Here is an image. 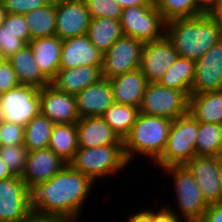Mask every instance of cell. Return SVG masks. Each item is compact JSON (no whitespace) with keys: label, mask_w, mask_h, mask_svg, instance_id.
<instances>
[{"label":"cell","mask_w":222,"mask_h":222,"mask_svg":"<svg viewBox=\"0 0 222 222\" xmlns=\"http://www.w3.org/2000/svg\"><path fill=\"white\" fill-rule=\"evenodd\" d=\"M24 145V127L0 120V146Z\"/></svg>","instance_id":"36"},{"label":"cell","mask_w":222,"mask_h":222,"mask_svg":"<svg viewBox=\"0 0 222 222\" xmlns=\"http://www.w3.org/2000/svg\"><path fill=\"white\" fill-rule=\"evenodd\" d=\"M31 214V190L21 176L0 180V222H22Z\"/></svg>","instance_id":"11"},{"label":"cell","mask_w":222,"mask_h":222,"mask_svg":"<svg viewBox=\"0 0 222 222\" xmlns=\"http://www.w3.org/2000/svg\"><path fill=\"white\" fill-rule=\"evenodd\" d=\"M69 164L94 183L95 180L110 177L130 165L126 161L123 144L79 148Z\"/></svg>","instance_id":"4"},{"label":"cell","mask_w":222,"mask_h":222,"mask_svg":"<svg viewBox=\"0 0 222 222\" xmlns=\"http://www.w3.org/2000/svg\"><path fill=\"white\" fill-rule=\"evenodd\" d=\"M200 222H222V202L210 204Z\"/></svg>","instance_id":"42"},{"label":"cell","mask_w":222,"mask_h":222,"mask_svg":"<svg viewBox=\"0 0 222 222\" xmlns=\"http://www.w3.org/2000/svg\"><path fill=\"white\" fill-rule=\"evenodd\" d=\"M50 1L51 0H0L7 13L21 15L43 7Z\"/></svg>","instance_id":"39"},{"label":"cell","mask_w":222,"mask_h":222,"mask_svg":"<svg viewBox=\"0 0 222 222\" xmlns=\"http://www.w3.org/2000/svg\"><path fill=\"white\" fill-rule=\"evenodd\" d=\"M219 154L222 155V131H221V135H220V147H219Z\"/></svg>","instance_id":"52"},{"label":"cell","mask_w":222,"mask_h":222,"mask_svg":"<svg viewBox=\"0 0 222 222\" xmlns=\"http://www.w3.org/2000/svg\"><path fill=\"white\" fill-rule=\"evenodd\" d=\"M6 59L2 56V53L0 52V64L2 63V62H4Z\"/></svg>","instance_id":"53"},{"label":"cell","mask_w":222,"mask_h":222,"mask_svg":"<svg viewBox=\"0 0 222 222\" xmlns=\"http://www.w3.org/2000/svg\"><path fill=\"white\" fill-rule=\"evenodd\" d=\"M185 166L195 177L208 205L222 202V185L216 157L194 156Z\"/></svg>","instance_id":"16"},{"label":"cell","mask_w":222,"mask_h":222,"mask_svg":"<svg viewBox=\"0 0 222 222\" xmlns=\"http://www.w3.org/2000/svg\"><path fill=\"white\" fill-rule=\"evenodd\" d=\"M222 125L199 122L195 142L196 156L216 157L219 154Z\"/></svg>","instance_id":"32"},{"label":"cell","mask_w":222,"mask_h":222,"mask_svg":"<svg viewBox=\"0 0 222 222\" xmlns=\"http://www.w3.org/2000/svg\"><path fill=\"white\" fill-rule=\"evenodd\" d=\"M28 151L24 145L0 146V158L7 164L14 175L21 176L25 171Z\"/></svg>","instance_id":"34"},{"label":"cell","mask_w":222,"mask_h":222,"mask_svg":"<svg viewBox=\"0 0 222 222\" xmlns=\"http://www.w3.org/2000/svg\"><path fill=\"white\" fill-rule=\"evenodd\" d=\"M40 113L54 124L76 123L80 119L75 95L56 90L52 85L40 88Z\"/></svg>","instance_id":"15"},{"label":"cell","mask_w":222,"mask_h":222,"mask_svg":"<svg viewBox=\"0 0 222 222\" xmlns=\"http://www.w3.org/2000/svg\"><path fill=\"white\" fill-rule=\"evenodd\" d=\"M20 83L16 77L11 64L5 60L0 64V95L18 87Z\"/></svg>","instance_id":"40"},{"label":"cell","mask_w":222,"mask_h":222,"mask_svg":"<svg viewBox=\"0 0 222 222\" xmlns=\"http://www.w3.org/2000/svg\"><path fill=\"white\" fill-rule=\"evenodd\" d=\"M222 0H196L197 8L203 14H213Z\"/></svg>","instance_id":"43"},{"label":"cell","mask_w":222,"mask_h":222,"mask_svg":"<svg viewBox=\"0 0 222 222\" xmlns=\"http://www.w3.org/2000/svg\"><path fill=\"white\" fill-rule=\"evenodd\" d=\"M80 118L101 117L114 103L109 79L102 78L75 95Z\"/></svg>","instance_id":"19"},{"label":"cell","mask_w":222,"mask_h":222,"mask_svg":"<svg viewBox=\"0 0 222 222\" xmlns=\"http://www.w3.org/2000/svg\"><path fill=\"white\" fill-rule=\"evenodd\" d=\"M6 15H7V11L3 7L2 3L0 2V27L3 26Z\"/></svg>","instance_id":"50"},{"label":"cell","mask_w":222,"mask_h":222,"mask_svg":"<svg viewBox=\"0 0 222 222\" xmlns=\"http://www.w3.org/2000/svg\"><path fill=\"white\" fill-rule=\"evenodd\" d=\"M63 40L56 35L32 39L29 42L36 63L42 73L51 81L60 69Z\"/></svg>","instance_id":"23"},{"label":"cell","mask_w":222,"mask_h":222,"mask_svg":"<svg viewBox=\"0 0 222 222\" xmlns=\"http://www.w3.org/2000/svg\"><path fill=\"white\" fill-rule=\"evenodd\" d=\"M198 130L199 122L189 113L173 120L165 150L154 164L159 168L185 165L196 156Z\"/></svg>","instance_id":"6"},{"label":"cell","mask_w":222,"mask_h":222,"mask_svg":"<svg viewBox=\"0 0 222 222\" xmlns=\"http://www.w3.org/2000/svg\"><path fill=\"white\" fill-rule=\"evenodd\" d=\"M164 172L171 175L173 178V185L176 193V205L178 212L175 209L168 207L173 213L184 222H200L203 214L209 206L203 198L202 192L198 183L185 166H169L162 168Z\"/></svg>","instance_id":"5"},{"label":"cell","mask_w":222,"mask_h":222,"mask_svg":"<svg viewBox=\"0 0 222 222\" xmlns=\"http://www.w3.org/2000/svg\"><path fill=\"white\" fill-rule=\"evenodd\" d=\"M120 24L124 36L143 43L165 36L166 22L155 5L131 6L122 9Z\"/></svg>","instance_id":"7"},{"label":"cell","mask_w":222,"mask_h":222,"mask_svg":"<svg viewBox=\"0 0 222 222\" xmlns=\"http://www.w3.org/2000/svg\"><path fill=\"white\" fill-rule=\"evenodd\" d=\"M60 219L47 218L31 214L25 221L22 222H58Z\"/></svg>","instance_id":"47"},{"label":"cell","mask_w":222,"mask_h":222,"mask_svg":"<svg viewBox=\"0 0 222 222\" xmlns=\"http://www.w3.org/2000/svg\"><path fill=\"white\" fill-rule=\"evenodd\" d=\"M27 45L25 41L18 39L17 35L5 30L4 26L0 27V52L6 60Z\"/></svg>","instance_id":"38"},{"label":"cell","mask_w":222,"mask_h":222,"mask_svg":"<svg viewBox=\"0 0 222 222\" xmlns=\"http://www.w3.org/2000/svg\"><path fill=\"white\" fill-rule=\"evenodd\" d=\"M115 103L140 107L148 81L140 69L109 79Z\"/></svg>","instance_id":"22"},{"label":"cell","mask_w":222,"mask_h":222,"mask_svg":"<svg viewBox=\"0 0 222 222\" xmlns=\"http://www.w3.org/2000/svg\"><path fill=\"white\" fill-rule=\"evenodd\" d=\"M189 96L180 90L157 83H148L139 112L175 120L188 114Z\"/></svg>","instance_id":"8"},{"label":"cell","mask_w":222,"mask_h":222,"mask_svg":"<svg viewBox=\"0 0 222 222\" xmlns=\"http://www.w3.org/2000/svg\"><path fill=\"white\" fill-rule=\"evenodd\" d=\"M48 148L69 164L79 149L76 123L54 124Z\"/></svg>","instance_id":"26"},{"label":"cell","mask_w":222,"mask_h":222,"mask_svg":"<svg viewBox=\"0 0 222 222\" xmlns=\"http://www.w3.org/2000/svg\"><path fill=\"white\" fill-rule=\"evenodd\" d=\"M102 66H78L59 69L51 84L56 90L76 95L86 87L102 79Z\"/></svg>","instance_id":"21"},{"label":"cell","mask_w":222,"mask_h":222,"mask_svg":"<svg viewBox=\"0 0 222 222\" xmlns=\"http://www.w3.org/2000/svg\"><path fill=\"white\" fill-rule=\"evenodd\" d=\"M144 43L133 37L122 36L104 54L102 77L111 79L140 69Z\"/></svg>","instance_id":"10"},{"label":"cell","mask_w":222,"mask_h":222,"mask_svg":"<svg viewBox=\"0 0 222 222\" xmlns=\"http://www.w3.org/2000/svg\"><path fill=\"white\" fill-rule=\"evenodd\" d=\"M40 113V88L20 84L0 95V120L23 127Z\"/></svg>","instance_id":"9"},{"label":"cell","mask_w":222,"mask_h":222,"mask_svg":"<svg viewBox=\"0 0 222 222\" xmlns=\"http://www.w3.org/2000/svg\"><path fill=\"white\" fill-rule=\"evenodd\" d=\"M90 19L84 0H56V36L61 40L87 35Z\"/></svg>","instance_id":"13"},{"label":"cell","mask_w":222,"mask_h":222,"mask_svg":"<svg viewBox=\"0 0 222 222\" xmlns=\"http://www.w3.org/2000/svg\"><path fill=\"white\" fill-rule=\"evenodd\" d=\"M165 36L179 57L197 61L222 40V28L213 14H203L166 22Z\"/></svg>","instance_id":"2"},{"label":"cell","mask_w":222,"mask_h":222,"mask_svg":"<svg viewBox=\"0 0 222 222\" xmlns=\"http://www.w3.org/2000/svg\"><path fill=\"white\" fill-rule=\"evenodd\" d=\"M90 18L120 20L122 7L115 0H84Z\"/></svg>","instance_id":"35"},{"label":"cell","mask_w":222,"mask_h":222,"mask_svg":"<svg viewBox=\"0 0 222 222\" xmlns=\"http://www.w3.org/2000/svg\"><path fill=\"white\" fill-rule=\"evenodd\" d=\"M222 90V40L195 61L191 94Z\"/></svg>","instance_id":"14"},{"label":"cell","mask_w":222,"mask_h":222,"mask_svg":"<svg viewBox=\"0 0 222 222\" xmlns=\"http://www.w3.org/2000/svg\"><path fill=\"white\" fill-rule=\"evenodd\" d=\"M138 114V107L114 102L101 117L118 137L124 140L131 131Z\"/></svg>","instance_id":"30"},{"label":"cell","mask_w":222,"mask_h":222,"mask_svg":"<svg viewBox=\"0 0 222 222\" xmlns=\"http://www.w3.org/2000/svg\"><path fill=\"white\" fill-rule=\"evenodd\" d=\"M14 176L7 164L0 158V180L9 179Z\"/></svg>","instance_id":"46"},{"label":"cell","mask_w":222,"mask_h":222,"mask_svg":"<svg viewBox=\"0 0 222 222\" xmlns=\"http://www.w3.org/2000/svg\"><path fill=\"white\" fill-rule=\"evenodd\" d=\"M54 123L39 113L24 127V147L28 152L48 148Z\"/></svg>","instance_id":"31"},{"label":"cell","mask_w":222,"mask_h":222,"mask_svg":"<svg viewBox=\"0 0 222 222\" xmlns=\"http://www.w3.org/2000/svg\"><path fill=\"white\" fill-rule=\"evenodd\" d=\"M216 160H217L218 172L220 175V180H221V185H222V155L218 154L216 156Z\"/></svg>","instance_id":"49"},{"label":"cell","mask_w":222,"mask_h":222,"mask_svg":"<svg viewBox=\"0 0 222 222\" xmlns=\"http://www.w3.org/2000/svg\"><path fill=\"white\" fill-rule=\"evenodd\" d=\"M188 113L198 122L222 125V90L191 94Z\"/></svg>","instance_id":"25"},{"label":"cell","mask_w":222,"mask_h":222,"mask_svg":"<svg viewBox=\"0 0 222 222\" xmlns=\"http://www.w3.org/2000/svg\"><path fill=\"white\" fill-rule=\"evenodd\" d=\"M79 148L123 144L102 117H83L76 122Z\"/></svg>","instance_id":"20"},{"label":"cell","mask_w":222,"mask_h":222,"mask_svg":"<svg viewBox=\"0 0 222 222\" xmlns=\"http://www.w3.org/2000/svg\"><path fill=\"white\" fill-rule=\"evenodd\" d=\"M7 60L16 73L20 84L33 85L38 88H43L51 84V81L42 73L36 63L34 53L29 44Z\"/></svg>","instance_id":"24"},{"label":"cell","mask_w":222,"mask_h":222,"mask_svg":"<svg viewBox=\"0 0 222 222\" xmlns=\"http://www.w3.org/2000/svg\"><path fill=\"white\" fill-rule=\"evenodd\" d=\"M31 39L56 35V0L24 14Z\"/></svg>","instance_id":"29"},{"label":"cell","mask_w":222,"mask_h":222,"mask_svg":"<svg viewBox=\"0 0 222 222\" xmlns=\"http://www.w3.org/2000/svg\"><path fill=\"white\" fill-rule=\"evenodd\" d=\"M79 219H61L58 222H77Z\"/></svg>","instance_id":"51"},{"label":"cell","mask_w":222,"mask_h":222,"mask_svg":"<svg viewBox=\"0 0 222 222\" xmlns=\"http://www.w3.org/2000/svg\"><path fill=\"white\" fill-rule=\"evenodd\" d=\"M194 75L195 61L178 57L158 83L162 86L185 92L190 96Z\"/></svg>","instance_id":"28"},{"label":"cell","mask_w":222,"mask_h":222,"mask_svg":"<svg viewBox=\"0 0 222 222\" xmlns=\"http://www.w3.org/2000/svg\"><path fill=\"white\" fill-rule=\"evenodd\" d=\"M103 53L89 40L87 35L63 40L60 69L78 66H102Z\"/></svg>","instance_id":"18"},{"label":"cell","mask_w":222,"mask_h":222,"mask_svg":"<svg viewBox=\"0 0 222 222\" xmlns=\"http://www.w3.org/2000/svg\"><path fill=\"white\" fill-rule=\"evenodd\" d=\"M3 26L27 44L32 40L24 15L7 13Z\"/></svg>","instance_id":"37"},{"label":"cell","mask_w":222,"mask_h":222,"mask_svg":"<svg viewBox=\"0 0 222 222\" xmlns=\"http://www.w3.org/2000/svg\"><path fill=\"white\" fill-rule=\"evenodd\" d=\"M122 9L131 6L154 5V0H115Z\"/></svg>","instance_id":"45"},{"label":"cell","mask_w":222,"mask_h":222,"mask_svg":"<svg viewBox=\"0 0 222 222\" xmlns=\"http://www.w3.org/2000/svg\"><path fill=\"white\" fill-rule=\"evenodd\" d=\"M154 5L165 22L203 15L197 8L196 0H154Z\"/></svg>","instance_id":"33"},{"label":"cell","mask_w":222,"mask_h":222,"mask_svg":"<svg viewBox=\"0 0 222 222\" xmlns=\"http://www.w3.org/2000/svg\"><path fill=\"white\" fill-rule=\"evenodd\" d=\"M152 222H183L172 210L166 206H161L157 211L152 210Z\"/></svg>","instance_id":"41"},{"label":"cell","mask_w":222,"mask_h":222,"mask_svg":"<svg viewBox=\"0 0 222 222\" xmlns=\"http://www.w3.org/2000/svg\"><path fill=\"white\" fill-rule=\"evenodd\" d=\"M128 222H152V209L141 210L140 212H136L134 214H129Z\"/></svg>","instance_id":"44"},{"label":"cell","mask_w":222,"mask_h":222,"mask_svg":"<svg viewBox=\"0 0 222 222\" xmlns=\"http://www.w3.org/2000/svg\"><path fill=\"white\" fill-rule=\"evenodd\" d=\"M87 36L90 42L103 54L123 36L120 20L91 18Z\"/></svg>","instance_id":"27"},{"label":"cell","mask_w":222,"mask_h":222,"mask_svg":"<svg viewBox=\"0 0 222 222\" xmlns=\"http://www.w3.org/2000/svg\"><path fill=\"white\" fill-rule=\"evenodd\" d=\"M172 120L139 112L129 134L123 140L128 163L139 155L155 163L165 150Z\"/></svg>","instance_id":"3"},{"label":"cell","mask_w":222,"mask_h":222,"mask_svg":"<svg viewBox=\"0 0 222 222\" xmlns=\"http://www.w3.org/2000/svg\"><path fill=\"white\" fill-rule=\"evenodd\" d=\"M95 183L66 164L48 181L31 189L32 214L55 219H79Z\"/></svg>","instance_id":"1"},{"label":"cell","mask_w":222,"mask_h":222,"mask_svg":"<svg viewBox=\"0 0 222 222\" xmlns=\"http://www.w3.org/2000/svg\"><path fill=\"white\" fill-rule=\"evenodd\" d=\"M213 15L216 17L220 27L222 28V1L220 2L218 9L213 13Z\"/></svg>","instance_id":"48"},{"label":"cell","mask_w":222,"mask_h":222,"mask_svg":"<svg viewBox=\"0 0 222 222\" xmlns=\"http://www.w3.org/2000/svg\"><path fill=\"white\" fill-rule=\"evenodd\" d=\"M65 165L66 163L49 148L28 152L21 179L31 190L37 184L51 179Z\"/></svg>","instance_id":"17"},{"label":"cell","mask_w":222,"mask_h":222,"mask_svg":"<svg viewBox=\"0 0 222 222\" xmlns=\"http://www.w3.org/2000/svg\"><path fill=\"white\" fill-rule=\"evenodd\" d=\"M179 57L178 52L166 36L144 43L140 70L148 83H157Z\"/></svg>","instance_id":"12"}]
</instances>
